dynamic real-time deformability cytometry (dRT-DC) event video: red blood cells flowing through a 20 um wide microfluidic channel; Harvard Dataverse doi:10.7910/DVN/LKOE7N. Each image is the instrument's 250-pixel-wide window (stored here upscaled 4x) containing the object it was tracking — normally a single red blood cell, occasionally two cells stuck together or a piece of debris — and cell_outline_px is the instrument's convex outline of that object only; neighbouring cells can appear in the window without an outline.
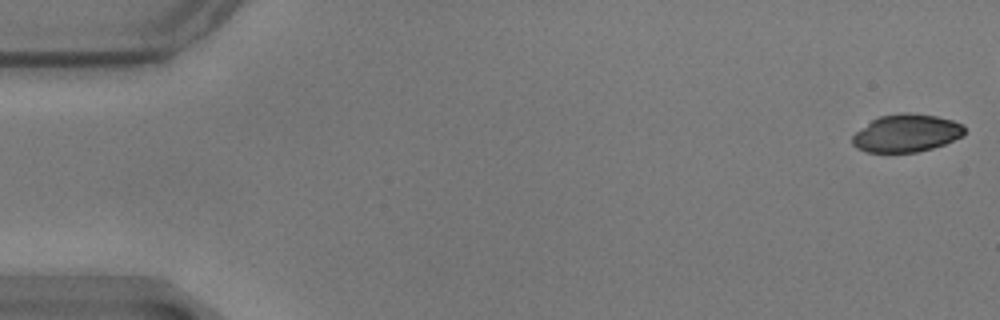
{"species": "common noctule bat (a hibernating species)", "species_latin": "Nyctalus noctula", "temperature_condition": "warm", "stored_images_in_passage": 52, "camera_frame_rate_fps": 3000, "um_per_image_px": 0.085, "animal": {"sex": "male", "body_mass_g": 17.9}, "frame": {"image": 1, "passage_image": 1, "time_ms": 0.0, "image_size_px": [1000, 320], "cell_outline_px": [[964, 132], [960, 136], [944, 144], [932, 148], [916, 152], [864, 152], [856, 148], [852, 144], [852, 136], [856, 132], [872, 120], [880, 116], [904, 112], [912, 112], [936, 116], [952, 120], [964, 124]], "centroid_in_image_um": [77.02, 11.31], "position_along_channel_um": 8.0, "area_um2": 24.57}}
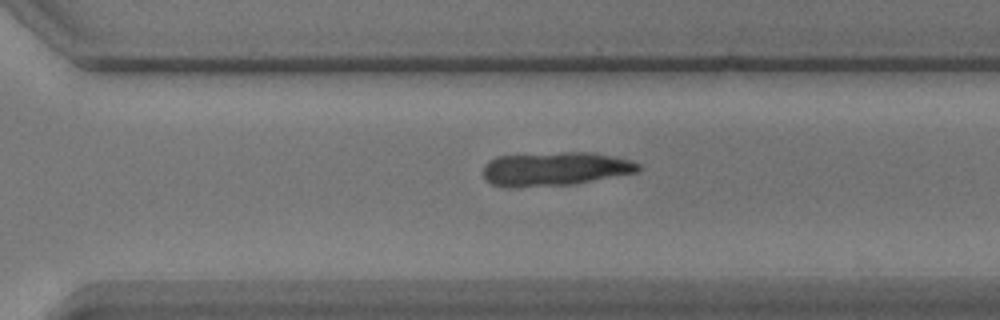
{"frame": {"image": 2, "passage_image": 40, "time_ms": 13.0, "image_size_px": [1000, 320], "cell_outline_px": [[640, 172], [572, 184], [508, 188], [492, 184], [484, 180], [484, 164], [488, 160], [496, 156], [564, 152], [592, 152], [632, 160], [640, 164]], "centroid_in_image_um": [47.17, 14.35], "position_along_channel_um": 323.4, "area_um2": 30.81}}
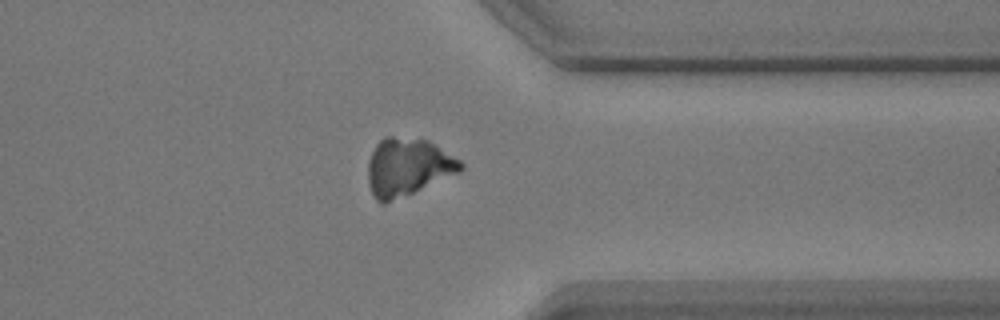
{"frame": {"image": 3, "passage_image": 45, "time_ms": 14.667, "image_size_px": [1000, 320], "cell_outline_px": [[464, 168], [460, 172], [384, 204], [380, 204], [376, 200], [368, 184], [368, 164], [372, 152], [376, 144], [384, 136], [392, 136], [428, 140], [460, 160], [464, 164]], "centroid_in_image_um": [34.64, 14.19], "position_along_channel_um": 376.8, "area_um2": 30.92}}